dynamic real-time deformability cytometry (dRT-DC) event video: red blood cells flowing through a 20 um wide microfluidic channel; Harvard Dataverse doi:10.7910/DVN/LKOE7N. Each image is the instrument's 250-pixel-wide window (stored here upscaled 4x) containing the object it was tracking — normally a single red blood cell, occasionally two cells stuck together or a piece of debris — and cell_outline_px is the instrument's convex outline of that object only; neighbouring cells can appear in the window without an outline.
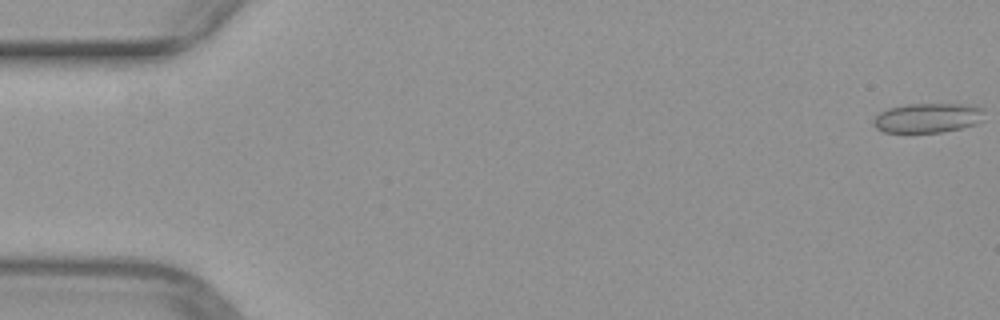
{"species": "common noctule bat (a hibernating species)", "species_latin": "Nyctalus noctula", "temperature_condition": "warm", "stored_images_in_passage": 10, "camera_frame_rate_fps": 3000, "um_per_image_px": 0.085, "animal": {"sex": "female", "body_mass_g": 29.2, "forearm_length_mm": 56.3}, "frame": {"image": 1, "passage_image": 1, "time_ms": 0.0, "image_size_px": [1000, 320], "cell_outline_px": [[984, 120], [976, 124], [960, 128], [940, 132], [884, 132], [876, 128], [872, 124], [872, 120], [880, 112], [888, 108], [908, 104], [972, 104], [984, 108]], "centroid_in_image_um": [78.89, 10.01], "position_along_channel_um": 6.1, "area_um2": 19.31}}